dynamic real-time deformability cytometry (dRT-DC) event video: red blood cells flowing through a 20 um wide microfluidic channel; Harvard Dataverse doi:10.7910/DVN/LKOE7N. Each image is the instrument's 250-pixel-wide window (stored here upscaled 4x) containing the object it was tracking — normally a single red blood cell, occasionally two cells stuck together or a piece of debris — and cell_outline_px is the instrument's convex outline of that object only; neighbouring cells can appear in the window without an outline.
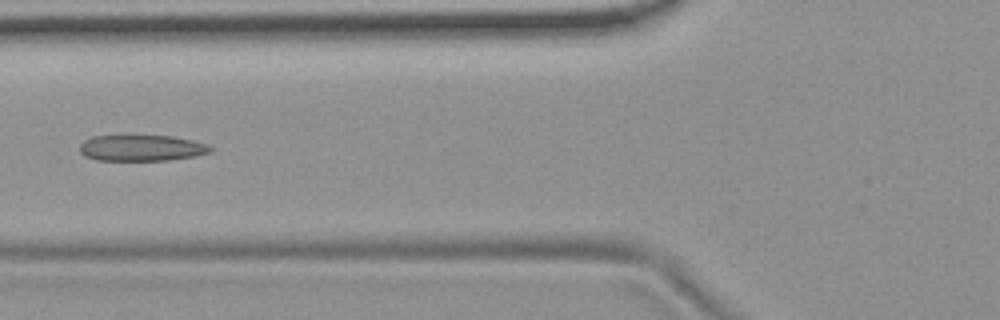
{"species": "common noctule bat (a hibernating species)", "species_latin": "Nyctalus noctula", "temperature_condition": "room temperature", "stored_images_in_passage": 5, "camera_frame_rate_fps": 3000, "um_per_image_px": 0.085, "animal": {"sex": "female", "body_mass_g": 19.9}, "frame": {"image": 1, "passage_image": 5, "time_ms": 1.333, "image_size_px": [1000, 320], "cell_outline_px": [[212, 152], [196, 156], [168, 160], [96, 160], [84, 156], [80, 152], [80, 144], [84, 140], [92, 136], [172, 136], [192, 140], [208, 144], [212, 148]], "centroid_in_image_um": [12.04, 12.58], "position_along_channel_um": 113.8, "area_um2": 19.88}}